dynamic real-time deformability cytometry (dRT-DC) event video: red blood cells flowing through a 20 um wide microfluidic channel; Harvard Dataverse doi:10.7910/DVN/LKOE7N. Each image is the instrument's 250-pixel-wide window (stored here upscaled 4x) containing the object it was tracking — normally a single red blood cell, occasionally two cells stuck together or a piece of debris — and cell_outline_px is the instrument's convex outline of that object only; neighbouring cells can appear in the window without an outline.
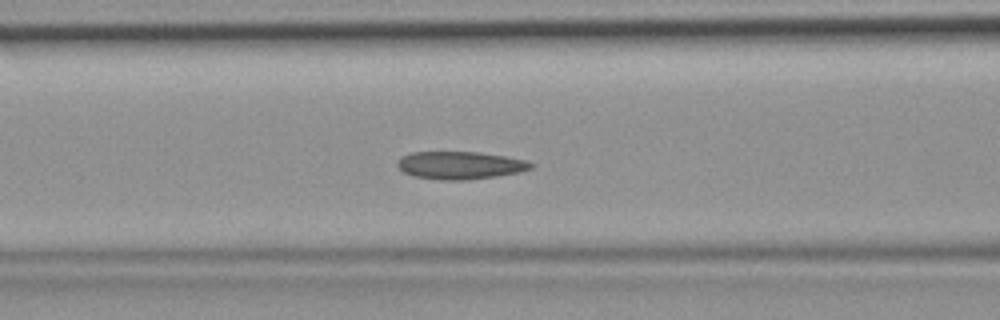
{"species": "common noctule bat (a hibernating species)", "species_latin": "Nyctalus noctula", "temperature_condition": "room temperature", "stored_images_in_passage": 40, "camera_frame_rate_fps": 3000, "um_per_image_px": 0.085, "animal": {"sex": "female", "body_mass_g": 19.9}, "frame": {"image": 1, "passage_image": 18, "time_ms": 5.667, "image_size_px": [1000, 320], "cell_outline_px": [[536, 164], [532, 168], [520, 172], [496, 176], [468, 180], [440, 180], [412, 176], [404, 172], [396, 164], [404, 156], [412, 152], [476, 152], [504, 156], [524, 160]], "centroid_in_image_um": [39.13, 14.06], "position_along_channel_um": 127.5, "area_um2": 21.44}}
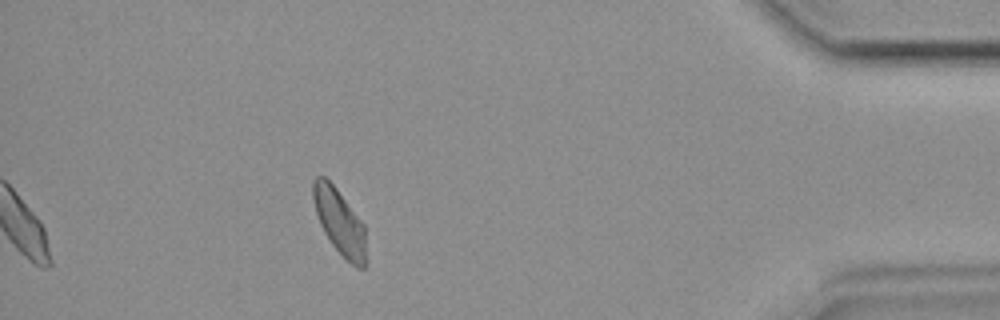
{"frame": {"image": 2, "passage_image": 40, "time_ms": 13.0, "image_size_px": [1000, 320], "cell_outline_px": [[368, 264], [364, 268], [356, 268], [332, 244], [324, 232], [320, 224], [312, 200], [312, 180], [316, 176], [324, 176], [336, 188], [364, 224]], "centroid_in_image_um": [28.88, 18.88], "position_along_channel_um": 406.3, "area_um2": 20.35}}